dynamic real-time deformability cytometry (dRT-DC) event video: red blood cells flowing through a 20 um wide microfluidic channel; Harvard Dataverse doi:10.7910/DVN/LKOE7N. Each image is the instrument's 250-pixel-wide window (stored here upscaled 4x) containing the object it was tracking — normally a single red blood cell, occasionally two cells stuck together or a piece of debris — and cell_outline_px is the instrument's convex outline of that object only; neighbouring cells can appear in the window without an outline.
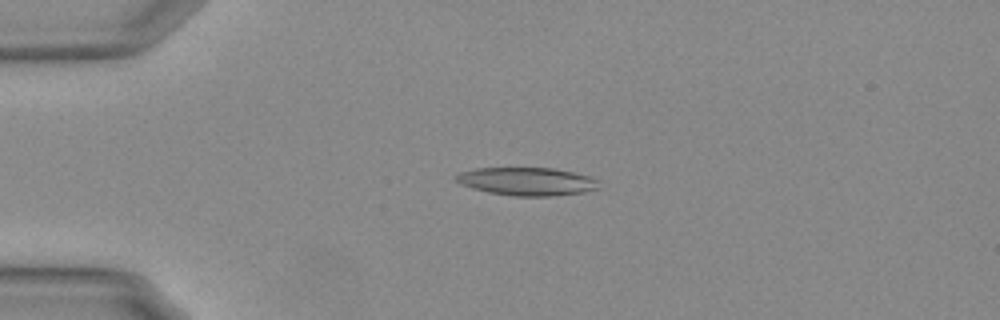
{"species": "Egyptian fruit bat (a non-hibernating species)", "species_latin": "Rousettus aegyptiacus", "temperature_condition": "warm", "stored_images_in_passage": 48, "camera_frame_rate_fps": 3000, "um_per_image_px": 0.085, "animal": {"sex": "female"}, "frame": {"image": 1, "passage_image": 13, "time_ms": 4.0, "image_size_px": [1000, 320], "cell_outline_px": [[596, 188], [584, 192], [548, 196], [512, 196], [488, 192], [472, 188], [460, 184], [452, 176], [460, 172], [476, 168], [552, 168], [572, 172], [588, 176], [596, 180]], "centroid_in_image_um": [44.69, 15.42], "position_along_channel_um": 40.3, "area_um2": 23.12}}
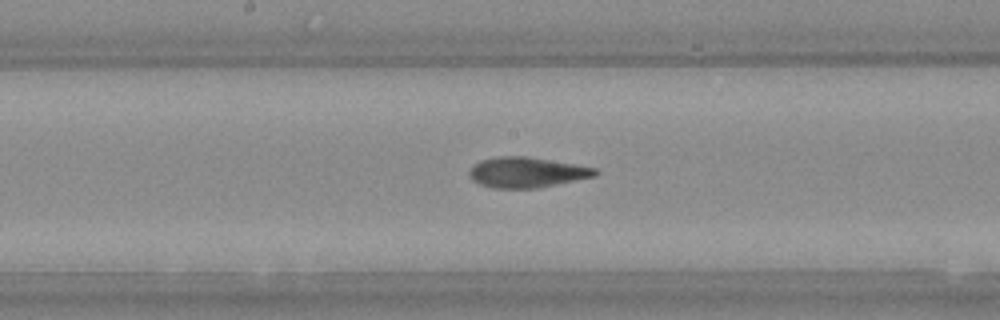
{"frame": {"image": 2, "passage_image": 29, "time_ms": 9.333, "image_size_px": [1000, 320], "cell_outline_px": [[600, 172], [596, 176], [536, 188], [496, 188], [480, 184], [472, 180], [468, 176], [468, 172], [480, 160], [500, 156], [528, 156], [576, 164], [596, 168]], "centroid_in_image_um": [44.79, 14.64], "position_along_channel_um": 203.4, "area_um2": 22.25}}
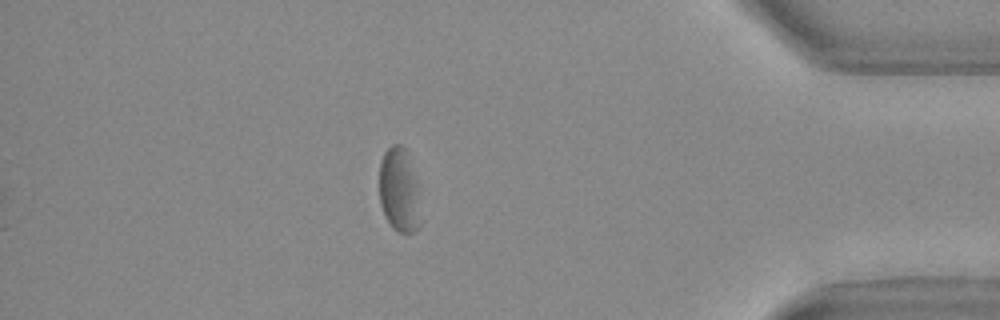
{"frame": {"image": 3, "passage_image": 48, "time_ms": 15.667, "image_size_px": [1000, 320], "cell_outline_px": [[420, 228], [416, 232], [396, 232], [392, 228], [384, 216], [380, 204], [380, 160], [384, 152], [392, 144], [400, 144], [404, 148], [412, 180], [420, 224]], "centroid_in_image_um": [33.83, 16.25], "position_along_channel_um": 401.4, "area_um2": 18.96}, "authors_computed_cell_mechanics": {"area_um2": 22.7443, "velocity_mm_per_s": 3.6993, "shape_relaxation_time_tau1_ms": 2.8938, "shape_relaxation_time_tau2_ms": 3.2745, "deformation_change_tau1": 0.1446, "deformation_change_tau2": 0.1307}}